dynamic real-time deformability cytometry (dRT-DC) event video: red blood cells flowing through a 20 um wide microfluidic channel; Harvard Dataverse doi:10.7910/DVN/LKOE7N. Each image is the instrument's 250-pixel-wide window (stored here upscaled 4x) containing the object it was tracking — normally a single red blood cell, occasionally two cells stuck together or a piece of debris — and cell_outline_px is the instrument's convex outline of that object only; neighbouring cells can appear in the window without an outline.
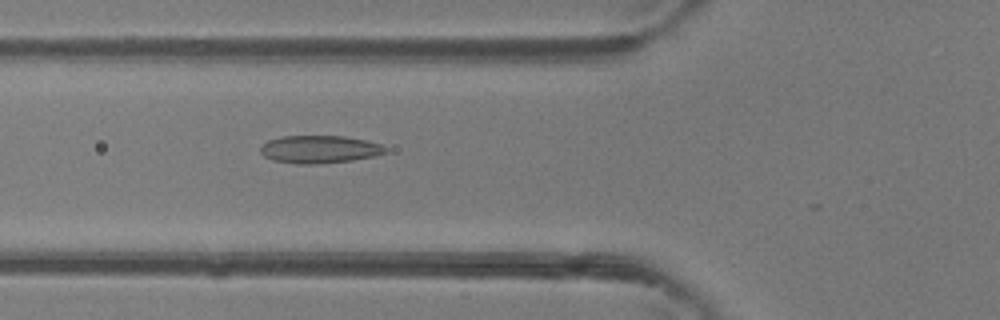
{"species": "common noctule bat (a hibernating species)", "species_latin": "Nyctalus noctula", "temperature_condition": "room temperature", "stored_images_in_passage": 33, "camera_frame_rate_fps": 3000, "um_per_image_px": 0.085, "animal": {"sex": "female"}, "frame": {"image": 1, "passage_image": 5, "time_ms": 1.333, "image_size_px": [1000, 320], "cell_outline_px": [[388, 152], [376, 156], [352, 160], [320, 164], [296, 164], [272, 160], [264, 156], [260, 152], [260, 144], [268, 140], [284, 136], [344, 136], [368, 140], [380, 144], [388, 148]], "centroid_in_image_um": [27.17, 12.69], "position_along_channel_um": 98.6, "area_um2": 20.52}}
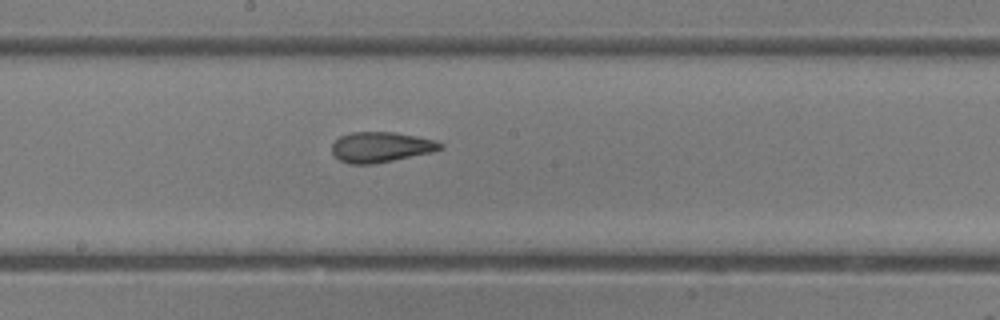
{"frame": {"image": 2, "passage_image": 13, "time_ms": 4.0, "image_size_px": [1000, 320], "cell_outline_px": [[444, 148], [432, 152], [376, 164], [352, 164], [340, 160], [332, 152], [332, 144], [340, 136], [352, 132], [396, 132], [436, 140], [444, 144]], "centroid_in_image_um": [32.41, 12.5], "position_along_channel_um": 215.8, "area_um2": 19.25}}
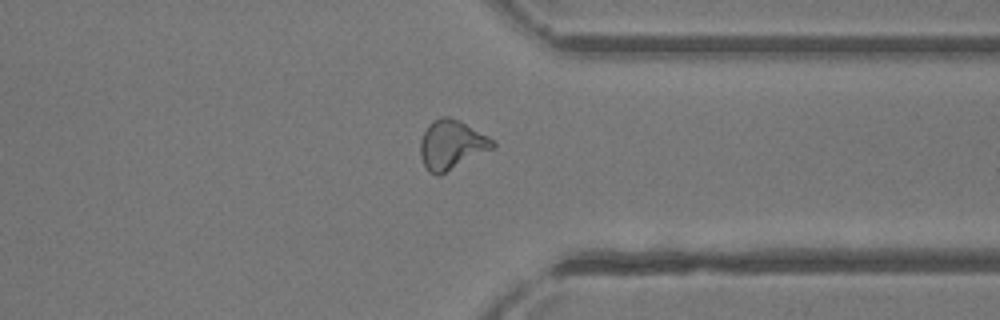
{"frame": {"image": 3, "passage_image": 24, "time_ms": 7.667, "image_size_px": [1000, 320], "cell_outline_px": [[496, 144], [492, 148], [440, 176], [436, 176], [428, 172], [420, 156], [420, 140], [428, 124], [432, 120], [440, 116], [448, 116], [460, 120], [496, 140]], "centroid_in_image_um": [38.36, 12.29], "position_along_channel_um": 373.0, "area_um2": 20.98}, "authors_computed_cell_mechanics": {"area_um2": 19.363, "velocity_mm_per_s": 4.3703, "shape_relaxation_time_tau1_ms": 9.6088, "shape_relaxation_time_tau2_ms": 2.0486, "deformation_change_tau1": 0.2605, "deformation_change_tau2": 0.1003}}